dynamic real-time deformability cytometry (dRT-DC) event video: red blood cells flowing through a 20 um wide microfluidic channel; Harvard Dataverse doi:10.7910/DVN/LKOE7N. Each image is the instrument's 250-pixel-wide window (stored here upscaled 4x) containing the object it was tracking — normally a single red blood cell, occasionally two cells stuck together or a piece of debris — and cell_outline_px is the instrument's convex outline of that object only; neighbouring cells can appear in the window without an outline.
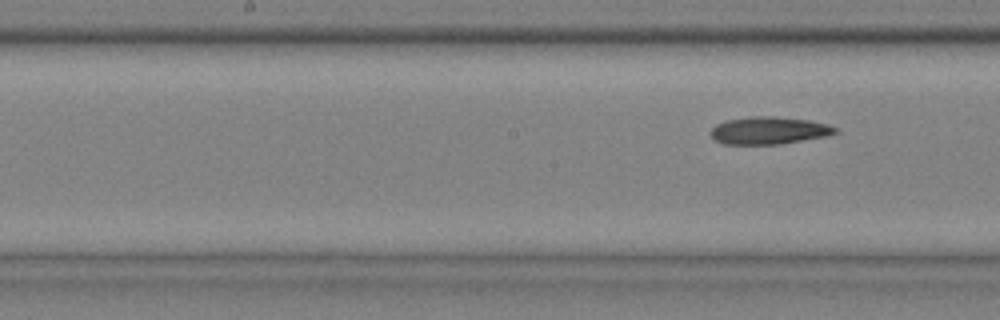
{"species": "common noctule bat (a hibernating species)", "species_latin": "Nyctalus noctula", "temperature_condition": "cold", "stored_images_in_passage": 9, "segment_of_instrument_passage": [2, 2], "camera_frame_rate_fps": 3000, "um_per_image_px": 0.085, "animal": {"sex": "male", "body_mass_g": 20.4}, "frame": {"image": 1, "passage_image": 9, "time_ms": 2.667, "image_size_px": [1000, 320], "cell_outline_px": [[840, 132], [828, 136], [780, 144], [724, 144], [716, 140], [712, 136], [712, 128], [716, 124], [724, 120], [748, 116], [776, 116], [808, 120], [828, 124], [836, 128]], "centroid_in_image_um": [65.39, 11.08], "position_along_channel_um": 182.8, "area_um2": 20.06}}